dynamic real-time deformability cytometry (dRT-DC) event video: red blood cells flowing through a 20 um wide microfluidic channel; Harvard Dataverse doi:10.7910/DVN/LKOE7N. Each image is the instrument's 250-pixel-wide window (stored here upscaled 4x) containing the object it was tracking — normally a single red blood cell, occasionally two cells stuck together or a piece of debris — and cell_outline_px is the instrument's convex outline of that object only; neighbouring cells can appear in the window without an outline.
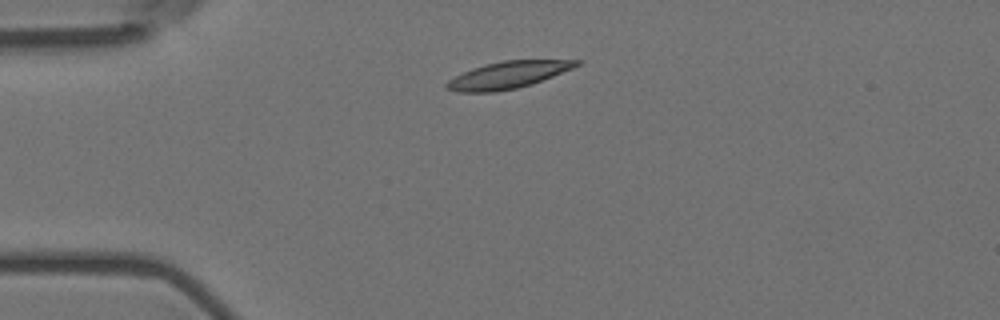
{"species": "Egyptian fruit bat (a non-hibernating species)", "species_latin": "Rousettus aegyptiacus", "temperature_condition": "room temperature", "stored_images_in_passage": 3, "camera_frame_rate_fps": 3000, "um_per_image_px": 0.085, "animal": {"sex": "female"}, "frame": {"image": 1, "passage_image": 2, "time_ms": 0.333, "image_size_px": [1000, 320], "cell_outline_px": [[584, 60], [580, 64], [572, 68], [532, 84], [516, 88], [496, 92], [456, 92], [444, 88], [444, 84], [448, 80], [472, 68], [484, 64], [504, 60]], "centroid_in_image_um": [43.13, 6.38], "position_along_channel_um": 41.9, "area_um2": 20.35}}